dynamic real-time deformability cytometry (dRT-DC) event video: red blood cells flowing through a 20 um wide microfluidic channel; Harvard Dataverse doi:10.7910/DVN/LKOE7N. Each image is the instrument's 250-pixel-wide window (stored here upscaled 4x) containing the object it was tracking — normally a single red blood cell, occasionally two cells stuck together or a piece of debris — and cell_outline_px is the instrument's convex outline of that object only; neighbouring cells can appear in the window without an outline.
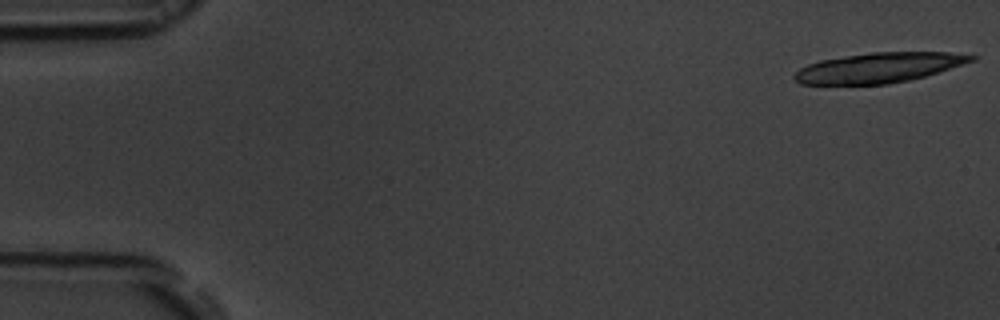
{"species": "common noctule bat (a hibernating species)", "species_latin": "Nyctalus noctula", "temperature_condition": "room temperature", "stored_images_in_passage": 18, "camera_frame_rate_fps": 3000, "um_per_image_px": 0.085, "animal": {"sex": "male", "body_mass_g": 19.5, "forearm_length_mm": 54.6}, "frame": {"image": 1, "passage_image": 1, "time_ms": 0.0, "image_size_px": [1000, 320], "cell_outline_px": [[980, 56], [976, 60], [924, 76], [908, 80], [888, 84], [800, 84], [792, 76], [800, 68], [808, 64], [820, 60], [844, 56], [872, 52], [948, 52]], "centroid_in_image_um": [74.71, 5.74], "position_along_channel_um": 10.3, "area_um2": 30.75}}